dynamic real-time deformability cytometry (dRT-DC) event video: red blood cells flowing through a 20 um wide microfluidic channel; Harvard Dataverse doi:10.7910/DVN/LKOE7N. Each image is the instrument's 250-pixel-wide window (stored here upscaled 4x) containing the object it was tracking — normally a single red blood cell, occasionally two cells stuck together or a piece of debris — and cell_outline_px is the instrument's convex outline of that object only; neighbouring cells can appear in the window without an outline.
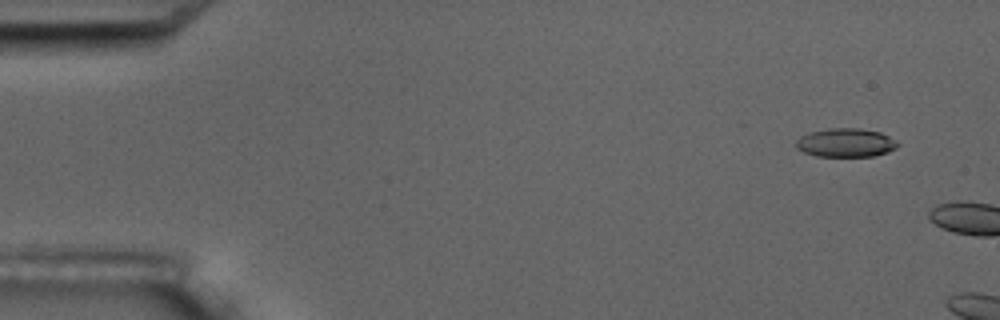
{"species": "common noctule bat (a hibernating species)", "species_latin": "Nyctalus noctula", "temperature_condition": "room temperature", "stored_images_in_passage": 3, "camera_frame_rate_fps": 3000, "um_per_image_px": 0.085, "animal": {"sex": "male", "body_mass_g": 17.5, "forearm_length_mm": 52.3}, "frame": {"image": 1, "passage_image": 2, "time_ms": 1.0, "image_size_px": [1000, 320], "cell_outline_px": [[900, 144], [896, 148], [888, 152], [872, 156], [816, 156], [804, 152], [796, 148], [796, 140], [800, 136], [812, 132], [828, 128], [860, 128], [880, 132], [896, 140]], "centroid_in_image_um": [71.9, 12.13], "position_along_channel_um": 13.1, "area_um2": 16.99}}